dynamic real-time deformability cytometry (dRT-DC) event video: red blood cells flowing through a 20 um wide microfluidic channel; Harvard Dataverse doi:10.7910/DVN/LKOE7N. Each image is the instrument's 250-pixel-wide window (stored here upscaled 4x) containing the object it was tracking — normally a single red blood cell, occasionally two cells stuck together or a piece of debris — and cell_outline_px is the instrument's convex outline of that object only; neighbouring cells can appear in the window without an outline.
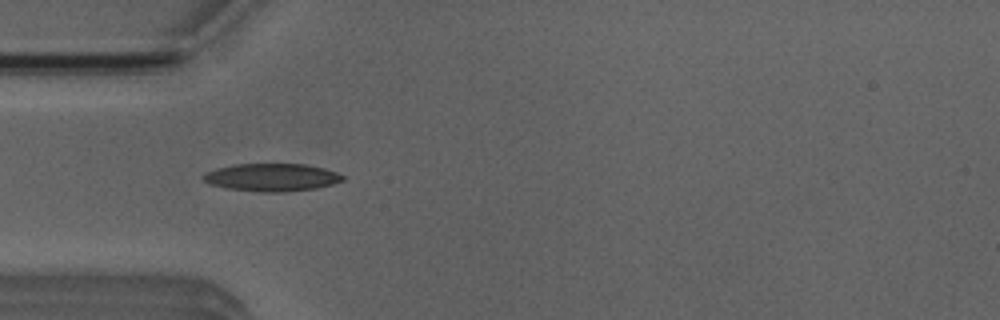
{"species": "Egyptian fruit bat (a non-hibernating species)", "species_latin": "Rousettus aegyptiacus", "temperature_condition": "room temperature", "stored_images_in_passage": 3, "camera_frame_rate_fps": 3000, "um_per_image_px": 0.085, "animal": {"sex": "male"}, "frame": {"image": 1, "passage_image": 2, "time_ms": 1.333, "image_size_px": [1000, 320], "cell_outline_px": [[344, 180], [332, 184], [316, 188], [284, 192], [260, 192], [228, 188], [208, 184], [200, 176], [216, 168], [236, 164], [304, 164], [324, 168], [336, 172], [344, 176]], "centroid_in_image_um": [23.09, 15.07], "position_along_channel_um": 61.9, "area_um2": 22.48}}